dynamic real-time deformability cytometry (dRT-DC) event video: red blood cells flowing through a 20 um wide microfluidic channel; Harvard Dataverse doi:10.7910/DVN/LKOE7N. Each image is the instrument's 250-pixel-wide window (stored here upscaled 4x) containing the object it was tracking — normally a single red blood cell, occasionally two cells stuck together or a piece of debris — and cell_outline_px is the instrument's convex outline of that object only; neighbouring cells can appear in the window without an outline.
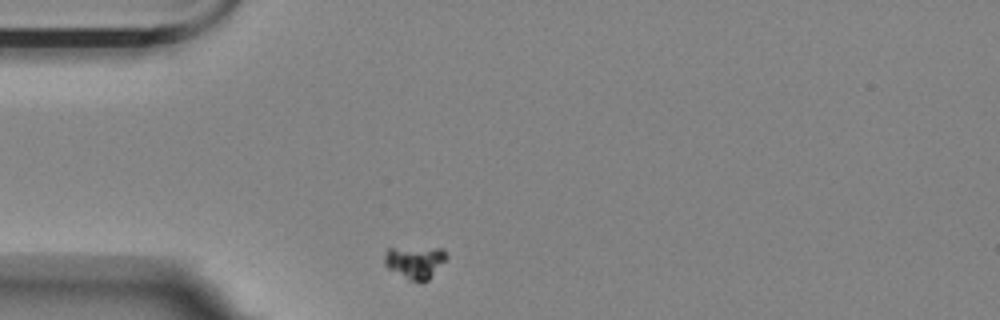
{"species": "Egyptian fruit bat (a non-hibernating species)", "species_latin": "Rousettus aegyptiacus", "temperature_condition": "room temperature", "stored_images_in_passage": 35, "camera_frame_rate_fps": 3000, "um_per_image_px": 0.085, "animal": {"sex": "female"}, "frame": {"image": 1, "passage_image": 1, "time_ms": 0.0, "image_size_px": [1000, 320], "cell_outline_px": [[448, 256], [428, 280], [408, 280], [388, 268], [384, 264], [384, 252], [388, 248], [444, 248], [448, 252]], "centroid_in_image_um": [35.26, 22.25], "position_along_channel_um": 49.7, "area_um2": 11.68}}
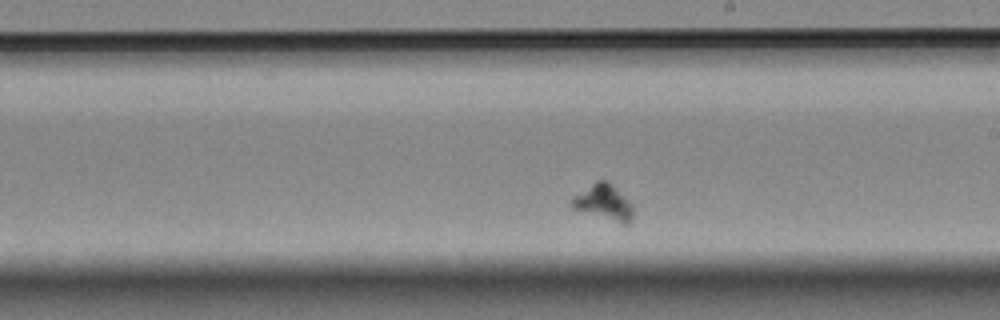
{"frame": {"image": 2, "passage_image": 20, "time_ms": 6.333, "image_size_px": [1000, 320], "cell_outline_px": [[632, 220], [628, 224], [624, 224], [572, 208], [572, 196], [596, 180], [604, 180], [612, 184], [632, 204]], "centroid_in_image_um": [51.31, 17.18], "position_along_channel_um": 237.7, "area_um2": 12.48}}
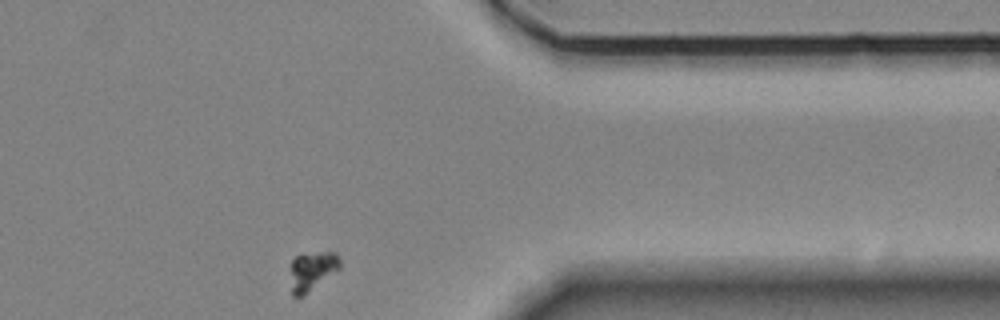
{"frame": {"image": 3, "passage_image": 35, "time_ms": 11.333, "image_size_px": [1000, 320], "cell_outline_px": [[340, 268], [304, 296], [292, 296], [288, 268], [292, 260], [296, 256], [320, 252], [336, 252], [340, 256]], "centroid_in_image_um": [26.49, 23.04], "position_along_channel_um": 384.9, "area_um2": 11.56}}